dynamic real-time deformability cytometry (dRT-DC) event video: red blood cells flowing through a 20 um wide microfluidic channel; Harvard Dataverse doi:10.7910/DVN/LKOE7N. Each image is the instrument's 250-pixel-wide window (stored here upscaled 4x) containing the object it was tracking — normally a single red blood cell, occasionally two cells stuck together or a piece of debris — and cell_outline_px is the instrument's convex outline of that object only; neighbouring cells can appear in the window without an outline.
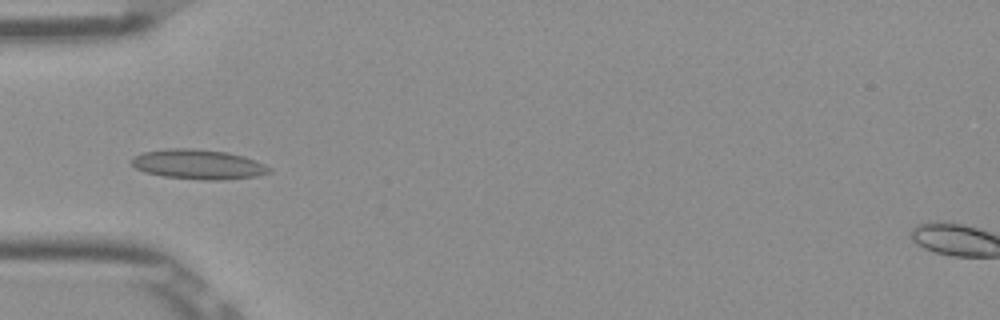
{"species": "Egyptian fruit bat (a non-hibernating species)", "species_latin": "Rousettus aegyptiacus", "temperature_condition": "room temperature", "stored_images_in_passage": 39, "camera_frame_rate_fps": 3000, "um_per_image_px": 0.085, "frame": {"image": 1, "passage_image": 4, "time_ms": 1.0, "image_size_px": [1000, 320], "cell_outline_px": [[272, 172], [256, 176], [220, 180], [204, 180], [164, 176], [144, 172], [136, 168], [128, 160], [132, 156], [144, 152], [168, 148], [192, 148], [228, 152], [244, 156], [256, 160], [272, 168]], "centroid_in_image_um": [16.85, 13.96], "position_along_channel_um": 68.2, "area_um2": 24.04}}
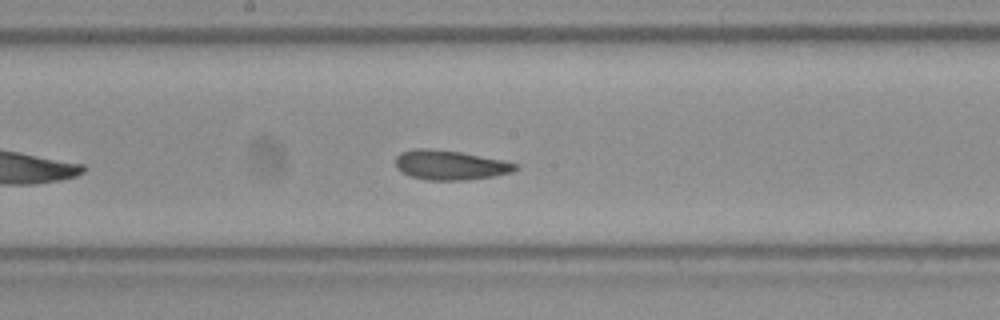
{"frame": {"image": 2, "passage_image": 15, "time_ms": 4.667, "image_size_px": [1000, 320], "cell_outline_px": [[520, 168], [512, 172], [492, 176], [464, 180], [424, 180], [408, 176], [400, 172], [396, 168], [396, 156], [400, 152], [412, 148], [428, 148], [460, 152], [504, 160], [520, 164]], "centroid_in_image_um": [38.24, 14.03], "position_along_channel_um": 210.0, "area_um2": 20.98}}
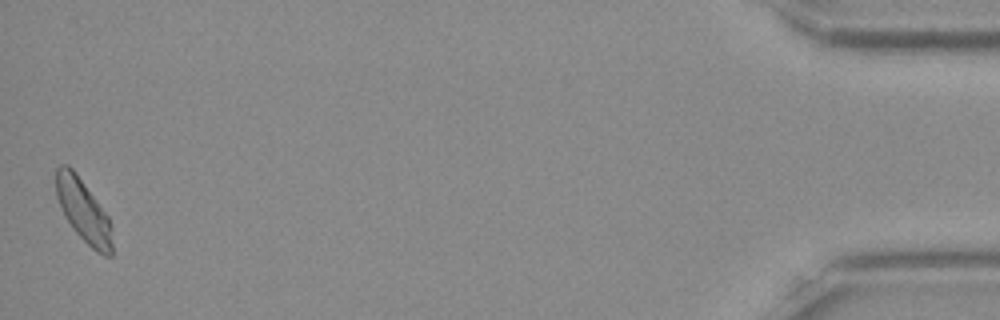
{"frame": {"image": 3, "passage_image": 39, "time_ms": 12.667, "image_size_px": [1000, 320], "cell_outline_px": [[112, 256], [104, 256], [96, 252], [72, 228], [64, 216], [56, 196], [56, 168], [60, 164], [68, 164], [76, 172], [108, 216], [112, 228]], "centroid_in_image_um": [7.08, 17.91], "position_along_channel_um": 428.1, "area_um2": 20.58}, "authors_computed_cell_mechanics": {"area_um2": 20.5768, "velocity_mm_per_s": 3.859, "shape_relaxation_time_tau1_ms": null, "shape_relaxation_time_tau2_ms": 1.1608, "deformation_change_tau1": null, "deformation_change_tau2": 0.0556}}